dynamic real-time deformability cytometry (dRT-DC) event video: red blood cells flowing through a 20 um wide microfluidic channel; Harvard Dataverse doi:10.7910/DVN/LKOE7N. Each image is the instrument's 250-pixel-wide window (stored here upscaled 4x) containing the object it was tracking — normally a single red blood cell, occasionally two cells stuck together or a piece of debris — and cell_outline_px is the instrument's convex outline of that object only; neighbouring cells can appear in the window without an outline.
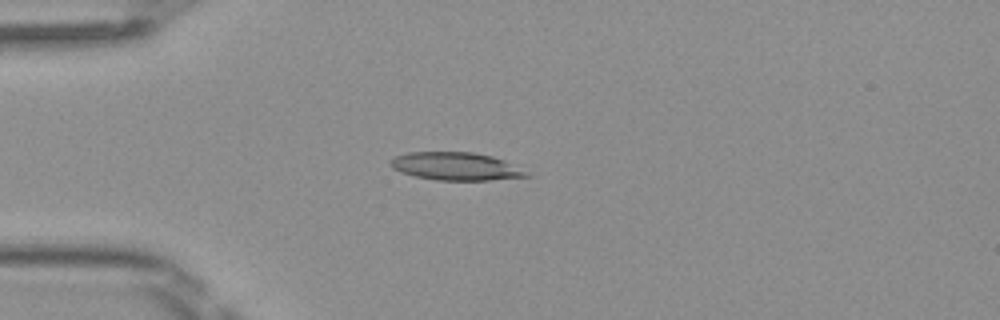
{"species": "Egyptian fruit bat (a non-hibernating species)", "species_latin": "Rousettus aegyptiacus", "temperature_condition": "room temperature", "stored_images_in_passage": 48, "camera_frame_rate_fps": 3000, "um_per_image_px": 0.085, "frame": {"image": 1, "passage_image": 12, "time_ms": 3.667, "image_size_px": [1000, 320], "cell_outline_px": [[536, 176], [488, 180], [436, 180], [416, 176], [400, 172], [392, 168], [388, 164], [392, 156], [408, 152], [476, 152], [492, 156], [504, 160]], "centroid_in_image_um": [38.73, 14.13], "position_along_channel_um": 46.3, "area_um2": 22.37}}
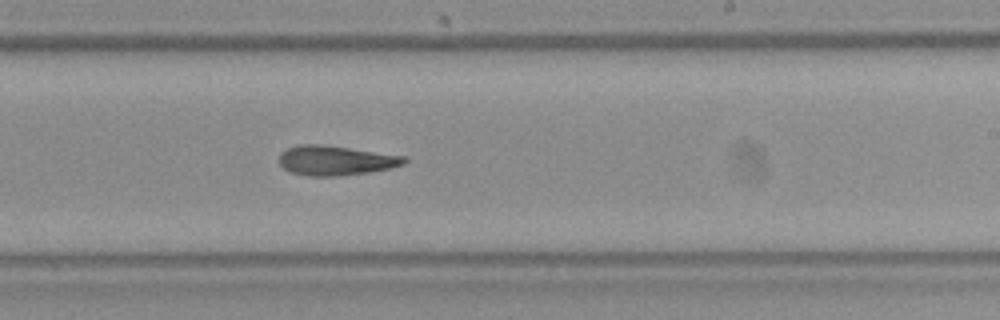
{"frame": {"image": 2, "passage_image": 29, "time_ms": 9.333, "image_size_px": [1000, 320], "cell_outline_px": [[408, 160], [404, 164], [388, 168], [368, 172], [336, 176], [308, 176], [292, 172], [284, 168], [280, 164], [280, 152], [288, 148], [300, 144], [320, 144], [408, 156]], "centroid_in_image_um": [28.54, 13.63], "position_along_channel_um": 260.5, "area_um2": 21.5}}
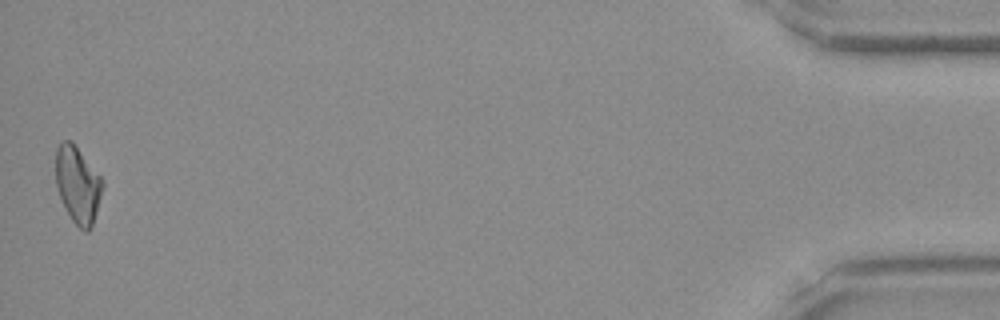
{"frame": {"image": 3, "passage_image": 48, "time_ms": 15.667, "image_size_px": [1000, 320], "cell_outline_px": [[104, 188], [92, 228], [88, 232], [84, 232], [72, 220], [60, 196], [56, 184], [56, 148], [64, 140], [72, 140], [100, 176], [104, 184]], "centroid_in_image_um": [6.63, 15.71], "position_along_channel_um": 428.6, "area_um2": 20.92}, "authors_computed_cell_mechanics": {"area_um2": 21.6172, "velocity_mm_per_s": 4.1033, "shape_relaxation_time_tau1_ms": 6.2977, "shape_relaxation_time_tau2_ms": 4.1002, "deformation_change_tau1": 0.1962, "deformation_change_tau2": 0.154}}